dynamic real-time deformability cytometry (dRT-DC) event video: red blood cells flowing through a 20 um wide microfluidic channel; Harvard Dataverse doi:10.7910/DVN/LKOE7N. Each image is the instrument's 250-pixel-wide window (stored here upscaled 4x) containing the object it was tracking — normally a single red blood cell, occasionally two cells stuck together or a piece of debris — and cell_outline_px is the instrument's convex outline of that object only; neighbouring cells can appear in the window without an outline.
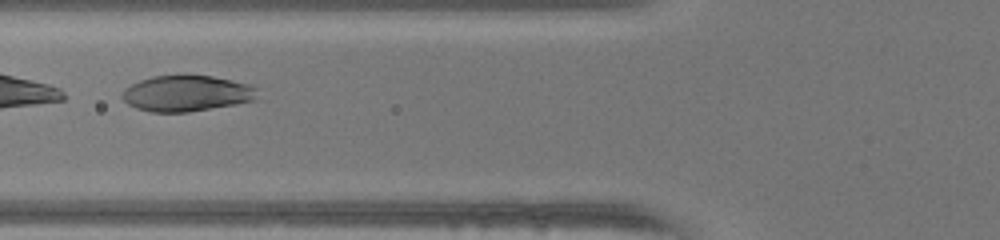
{"species": "human", "species_latin": "Homo sapiens", "temperature_condition": "warm", "stored_images_in_passage": 20, "camera_frame_rate_fps": 3000, "um_per_image_px": 0.085, "donor": {"sex": "female"}, "frame": {"image": 1, "passage_image": 4, "time_ms": 1.0, "image_size_px": [1000, 240], "cell_outline_px": [[256, 100], [236, 104], [188, 112], [152, 112], [136, 108], [128, 104], [120, 96], [124, 88], [140, 80], [152, 76], [212, 76], [232, 80], [248, 84], [256, 88]], "centroid_in_image_um": [15.84, 7.95], "position_along_channel_um": 110.0, "area_um2": 28.15}}